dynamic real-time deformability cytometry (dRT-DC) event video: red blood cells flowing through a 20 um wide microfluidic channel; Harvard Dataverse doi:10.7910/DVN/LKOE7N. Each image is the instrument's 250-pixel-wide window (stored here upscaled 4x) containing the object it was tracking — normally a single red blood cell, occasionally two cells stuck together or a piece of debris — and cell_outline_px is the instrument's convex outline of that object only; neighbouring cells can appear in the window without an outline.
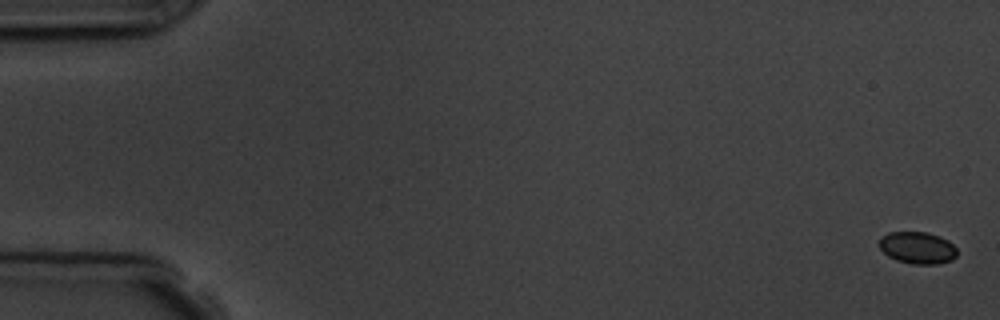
{"species": "common noctule bat (a hibernating species)", "species_latin": "Nyctalus noctula", "temperature_condition": "room temperature", "stored_images_in_passage": 9, "camera_frame_rate_fps": 3000, "um_per_image_px": 0.085, "animal": {"sex": "male", "body_mass_g": 19.5, "forearm_length_mm": 54.6}, "frame": {"image": 1, "passage_image": 1, "time_ms": 0.0, "image_size_px": [1000, 320], "cell_outline_px": [[956, 256], [952, 260], [936, 264], [912, 264], [896, 260], [888, 256], [880, 248], [880, 236], [888, 232], [928, 232], [940, 236], [948, 240], [956, 248]], "centroid_in_image_um": [77.98, 21.05], "position_along_channel_um": 7.0, "area_um2": 14.57}}
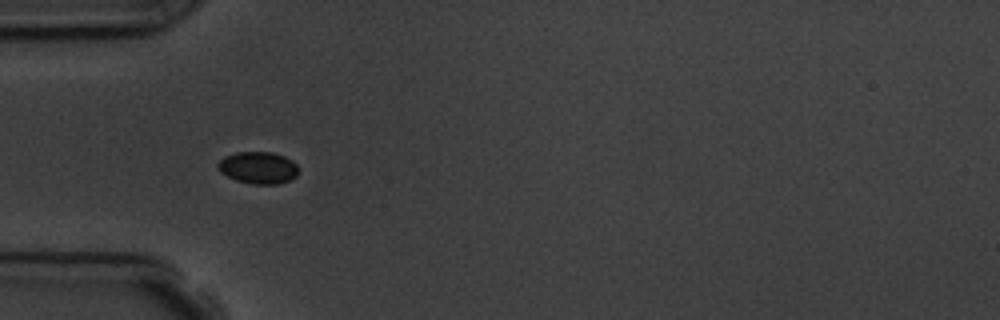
{"frame": {"image": 2, "passage_image": 6, "time_ms": 5.667, "image_size_px": [1000, 320], "cell_outline_px": [[296, 176], [288, 180], [276, 184], [252, 184], [236, 180], [220, 172], [216, 168], [216, 164], [224, 156], [236, 152], [272, 152], [284, 156], [292, 160], [296, 164]], "centroid_in_image_um": [21.9, 14.24], "position_along_channel_um": 63.1, "area_um2": 14.97}}